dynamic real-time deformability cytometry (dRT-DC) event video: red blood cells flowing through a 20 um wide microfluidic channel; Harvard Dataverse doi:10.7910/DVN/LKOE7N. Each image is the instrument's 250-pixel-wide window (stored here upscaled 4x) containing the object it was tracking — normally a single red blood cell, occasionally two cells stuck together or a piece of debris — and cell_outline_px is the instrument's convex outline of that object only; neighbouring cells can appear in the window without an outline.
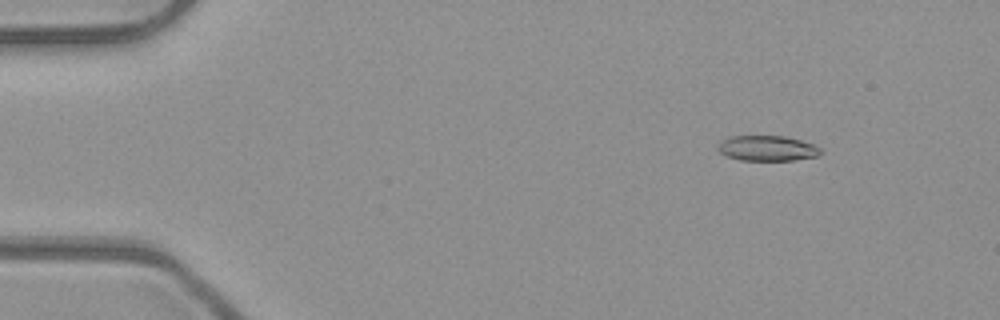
{"species": "common noctule bat (a hibernating species)", "species_latin": "Nyctalus noctula", "temperature_condition": "room temperature", "stored_images_in_passage": 53, "camera_frame_rate_fps": 3000, "um_per_image_px": 0.085, "animal": {"sex": "male", "body_mass_g": 23.1, "forearm_length_mm": 52.7}, "frame": {"image": 1, "passage_image": 7, "time_ms": 2.0, "image_size_px": [1000, 320], "cell_outline_px": [[820, 152], [816, 156], [792, 160], [740, 160], [728, 156], [720, 152], [716, 148], [724, 140], [732, 136], [784, 136], [800, 140], [812, 144], [820, 148]], "centroid_in_image_um": [65.2, 12.6], "position_along_channel_um": 19.8, "area_um2": 14.8}}
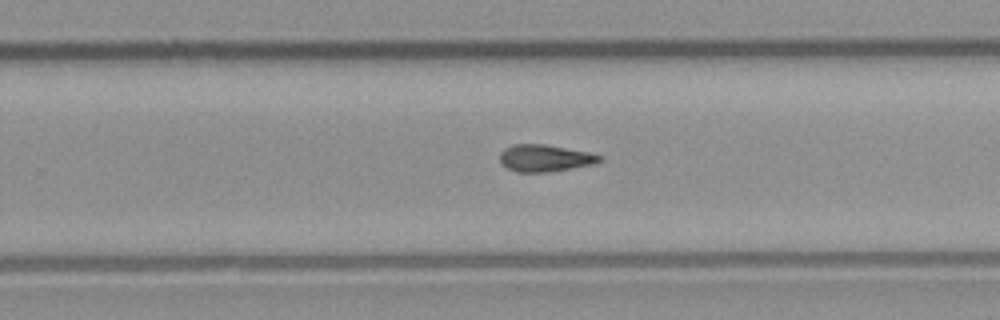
{"frame": {"image": 2, "passage_image": 34, "time_ms": 11.0, "image_size_px": [1000, 320], "cell_outline_px": [[604, 160], [596, 164], [548, 172], [516, 172], [500, 164], [500, 152], [504, 148], [512, 144], [544, 144], [588, 152], [600, 156]], "centroid_in_image_um": [46.3, 13.44], "position_along_channel_um": 283.5, "area_um2": 15.78}}
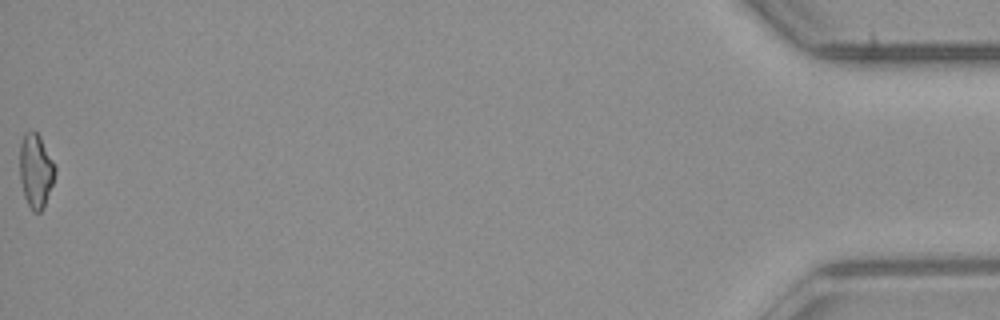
{"frame": {"image": 3, "passage_image": 53, "time_ms": 17.333, "image_size_px": [1000, 320], "cell_outline_px": [[56, 172], [44, 208], [40, 212], [32, 212], [24, 196], [20, 180], [20, 144], [24, 132], [32, 128], [40, 136], [56, 164]], "centroid_in_image_um": [3.05, 14.48], "position_along_channel_um": 432.2, "area_um2": 15.55}}